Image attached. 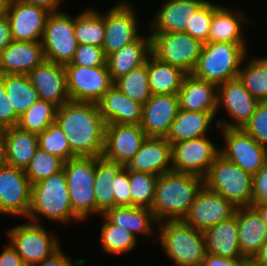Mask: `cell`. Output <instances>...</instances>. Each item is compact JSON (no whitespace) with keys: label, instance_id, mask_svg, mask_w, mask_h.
<instances>
[{"label":"cell","instance_id":"1","mask_svg":"<svg viewBox=\"0 0 267 266\" xmlns=\"http://www.w3.org/2000/svg\"><path fill=\"white\" fill-rule=\"evenodd\" d=\"M55 122L76 156H102L107 123L97 103L68 101L58 107Z\"/></svg>","mask_w":267,"mask_h":266},{"label":"cell","instance_id":"2","mask_svg":"<svg viewBox=\"0 0 267 266\" xmlns=\"http://www.w3.org/2000/svg\"><path fill=\"white\" fill-rule=\"evenodd\" d=\"M203 185V178L192 174L159 175L151 207L157 221L182 220Z\"/></svg>","mask_w":267,"mask_h":266},{"label":"cell","instance_id":"3","mask_svg":"<svg viewBox=\"0 0 267 266\" xmlns=\"http://www.w3.org/2000/svg\"><path fill=\"white\" fill-rule=\"evenodd\" d=\"M41 215V216H40ZM47 218L50 221L69 223L82 221L72 210L67 179L64 170L31 185L30 221L39 223Z\"/></svg>","mask_w":267,"mask_h":266},{"label":"cell","instance_id":"4","mask_svg":"<svg viewBox=\"0 0 267 266\" xmlns=\"http://www.w3.org/2000/svg\"><path fill=\"white\" fill-rule=\"evenodd\" d=\"M247 47L246 43H205L191 74L217 86L235 79L238 77L241 65L246 62Z\"/></svg>","mask_w":267,"mask_h":266},{"label":"cell","instance_id":"5","mask_svg":"<svg viewBox=\"0 0 267 266\" xmlns=\"http://www.w3.org/2000/svg\"><path fill=\"white\" fill-rule=\"evenodd\" d=\"M160 243L176 266H201L207 251L202 230L182 220L158 223Z\"/></svg>","mask_w":267,"mask_h":266},{"label":"cell","instance_id":"6","mask_svg":"<svg viewBox=\"0 0 267 266\" xmlns=\"http://www.w3.org/2000/svg\"><path fill=\"white\" fill-rule=\"evenodd\" d=\"M253 175L219 155L203 178L204 185L236 207L251 206Z\"/></svg>","mask_w":267,"mask_h":266},{"label":"cell","instance_id":"7","mask_svg":"<svg viewBox=\"0 0 267 266\" xmlns=\"http://www.w3.org/2000/svg\"><path fill=\"white\" fill-rule=\"evenodd\" d=\"M73 212L83 221L97 214L94 193L95 157L77 156L64 162Z\"/></svg>","mask_w":267,"mask_h":266},{"label":"cell","instance_id":"8","mask_svg":"<svg viewBox=\"0 0 267 266\" xmlns=\"http://www.w3.org/2000/svg\"><path fill=\"white\" fill-rule=\"evenodd\" d=\"M151 53L160 61L191 74L203 43L185 32H151Z\"/></svg>","mask_w":267,"mask_h":266},{"label":"cell","instance_id":"9","mask_svg":"<svg viewBox=\"0 0 267 266\" xmlns=\"http://www.w3.org/2000/svg\"><path fill=\"white\" fill-rule=\"evenodd\" d=\"M9 243L26 266H32L51 256L60 247L54 234H49L42 223L29 222L12 227L7 232Z\"/></svg>","mask_w":267,"mask_h":266},{"label":"cell","instance_id":"10","mask_svg":"<svg viewBox=\"0 0 267 266\" xmlns=\"http://www.w3.org/2000/svg\"><path fill=\"white\" fill-rule=\"evenodd\" d=\"M41 43L47 61L64 66L69 64L78 47L74 17L60 10L51 12L46 21Z\"/></svg>","mask_w":267,"mask_h":266},{"label":"cell","instance_id":"11","mask_svg":"<svg viewBox=\"0 0 267 266\" xmlns=\"http://www.w3.org/2000/svg\"><path fill=\"white\" fill-rule=\"evenodd\" d=\"M220 149L207 136L171 144L172 171L204 178Z\"/></svg>","mask_w":267,"mask_h":266},{"label":"cell","instance_id":"12","mask_svg":"<svg viewBox=\"0 0 267 266\" xmlns=\"http://www.w3.org/2000/svg\"><path fill=\"white\" fill-rule=\"evenodd\" d=\"M64 68L70 101L97 103L114 84L107 66Z\"/></svg>","mask_w":267,"mask_h":266},{"label":"cell","instance_id":"13","mask_svg":"<svg viewBox=\"0 0 267 266\" xmlns=\"http://www.w3.org/2000/svg\"><path fill=\"white\" fill-rule=\"evenodd\" d=\"M127 1L121 0L115 3L103 14L105 36L102 48L105 56L120 50L141 36L138 31L140 27L136 10Z\"/></svg>","mask_w":267,"mask_h":266},{"label":"cell","instance_id":"14","mask_svg":"<svg viewBox=\"0 0 267 266\" xmlns=\"http://www.w3.org/2000/svg\"><path fill=\"white\" fill-rule=\"evenodd\" d=\"M222 130L224 148L220 155L254 175L267 162V149L260 145L243 128H219Z\"/></svg>","mask_w":267,"mask_h":266},{"label":"cell","instance_id":"15","mask_svg":"<svg viewBox=\"0 0 267 266\" xmlns=\"http://www.w3.org/2000/svg\"><path fill=\"white\" fill-rule=\"evenodd\" d=\"M259 101L253 97L237 77L217 86V107H225L228 120H217L218 128H242L251 118Z\"/></svg>","mask_w":267,"mask_h":266},{"label":"cell","instance_id":"16","mask_svg":"<svg viewBox=\"0 0 267 266\" xmlns=\"http://www.w3.org/2000/svg\"><path fill=\"white\" fill-rule=\"evenodd\" d=\"M31 183L23 169L5 164L0 168V213L28 218Z\"/></svg>","mask_w":267,"mask_h":266},{"label":"cell","instance_id":"17","mask_svg":"<svg viewBox=\"0 0 267 266\" xmlns=\"http://www.w3.org/2000/svg\"><path fill=\"white\" fill-rule=\"evenodd\" d=\"M236 208L231 201L221 194L203 185L182 221L203 231L232 217Z\"/></svg>","mask_w":267,"mask_h":266},{"label":"cell","instance_id":"18","mask_svg":"<svg viewBox=\"0 0 267 266\" xmlns=\"http://www.w3.org/2000/svg\"><path fill=\"white\" fill-rule=\"evenodd\" d=\"M47 9L22 0H9L5 14L8 17L13 41H42Z\"/></svg>","mask_w":267,"mask_h":266},{"label":"cell","instance_id":"19","mask_svg":"<svg viewBox=\"0 0 267 266\" xmlns=\"http://www.w3.org/2000/svg\"><path fill=\"white\" fill-rule=\"evenodd\" d=\"M147 138L140 125L106 124L102 158L126 166Z\"/></svg>","mask_w":267,"mask_h":266},{"label":"cell","instance_id":"20","mask_svg":"<svg viewBox=\"0 0 267 266\" xmlns=\"http://www.w3.org/2000/svg\"><path fill=\"white\" fill-rule=\"evenodd\" d=\"M179 111L177 94L152 95L142 105L141 128L147 137L166 138Z\"/></svg>","mask_w":267,"mask_h":266},{"label":"cell","instance_id":"21","mask_svg":"<svg viewBox=\"0 0 267 266\" xmlns=\"http://www.w3.org/2000/svg\"><path fill=\"white\" fill-rule=\"evenodd\" d=\"M27 75L40 100L58 107L70 101L64 65L45 60Z\"/></svg>","mask_w":267,"mask_h":266},{"label":"cell","instance_id":"22","mask_svg":"<svg viewBox=\"0 0 267 266\" xmlns=\"http://www.w3.org/2000/svg\"><path fill=\"white\" fill-rule=\"evenodd\" d=\"M125 168L157 176L171 172V144L166 138L147 137Z\"/></svg>","mask_w":267,"mask_h":266},{"label":"cell","instance_id":"23","mask_svg":"<svg viewBox=\"0 0 267 266\" xmlns=\"http://www.w3.org/2000/svg\"><path fill=\"white\" fill-rule=\"evenodd\" d=\"M45 60L41 41H12L0 52V75L28 74Z\"/></svg>","mask_w":267,"mask_h":266},{"label":"cell","instance_id":"24","mask_svg":"<svg viewBox=\"0 0 267 266\" xmlns=\"http://www.w3.org/2000/svg\"><path fill=\"white\" fill-rule=\"evenodd\" d=\"M99 112L107 124L140 125L142 104L112 86L97 102Z\"/></svg>","mask_w":267,"mask_h":266},{"label":"cell","instance_id":"25","mask_svg":"<svg viewBox=\"0 0 267 266\" xmlns=\"http://www.w3.org/2000/svg\"><path fill=\"white\" fill-rule=\"evenodd\" d=\"M206 0H165L149 24L150 32H185L192 15Z\"/></svg>","mask_w":267,"mask_h":266},{"label":"cell","instance_id":"26","mask_svg":"<svg viewBox=\"0 0 267 266\" xmlns=\"http://www.w3.org/2000/svg\"><path fill=\"white\" fill-rule=\"evenodd\" d=\"M179 109L197 112H218L217 85L186 74L178 91Z\"/></svg>","mask_w":267,"mask_h":266},{"label":"cell","instance_id":"27","mask_svg":"<svg viewBox=\"0 0 267 266\" xmlns=\"http://www.w3.org/2000/svg\"><path fill=\"white\" fill-rule=\"evenodd\" d=\"M238 240L242 256L252 259L267 240V228L254 206L236 208Z\"/></svg>","mask_w":267,"mask_h":266},{"label":"cell","instance_id":"28","mask_svg":"<svg viewBox=\"0 0 267 266\" xmlns=\"http://www.w3.org/2000/svg\"><path fill=\"white\" fill-rule=\"evenodd\" d=\"M202 232L207 253L227 258H244L239 247L236 213Z\"/></svg>","mask_w":267,"mask_h":266},{"label":"cell","instance_id":"29","mask_svg":"<svg viewBox=\"0 0 267 266\" xmlns=\"http://www.w3.org/2000/svg\"><path fill=\"white\" fill-rule=\"evenodd\" d=\"M151 54V35L140 36L120 50L106 56V66L114 81L146 63Z\"/></svg>","mask_w":267,"mask_h":266},{"label":"cell","instance_id":"30","mask_svg":"<svg viewBox=\"0 0 267 266\" xmlns=\"http://www.w3.org/2000/svg\"><path fill=\"white\" fill-rule=\"evenodd\" d=\"M248 19L242 11H234L230 8L214 3V14L210 26L208 42L246 43L242 26Z\"/></svg>","mask_w":267,"mask_h":266},{"label":"cell","instance_id":"31","mask_svg":"<svg viewBox=\"0 0 267 266\" xmlns=\"http://www.w3.org/2000/svg\"><path fill=\"white\" fill-rule=\"evenodd\" d=\"M0 132L6 144V163L25 170L38 148V134L17 125Z\"/></svg>","mask_w":267,"mask_h":266},{"label":"cell","instance_id":"32","mask_svg":"<svg viewBox=\"0 0 267 266\" xmlns=\"http://www.w3.org/2000/svg\"><path fill=\"white\" fill-rule=\"evenodd\" d=\"M103 215L112 223L123 226L136 237L144 234L149 237L153 234V225L158 221L150 208L138 206H116L107 209Z\"/></svg>","mask_w":267,"mask_h":266},{"label":"cell","instance_id":"33","mask_svg":"<svg viewBox=\"0 0 267 266\" xmlns=\"http://www.w3.org/2000/svg\"><path fill=\"white\" fill-rule=\"evenodd\" d=\"M217 112H197L179 109L166 140L172 144L206 136Z\"/></svg>","mask_w":267,"mask_h":266},{"label":"cell","instance_id":"34","mask_svg":"<svg viewBox=\"0 0 267 266\" xmlns=\"http://www.w3.org/2000/svg\"><path fill=\"white\" fill-rule=\"evenodd\" d=\"M125 166L95 157L94 193L97 213L102 215L115 207V177Z\"/></svg>","mask_w":267,"mask_h":266},{"label":"cell","instance_id":"35","mask_svg":"<svg viewBox=\"0 0 267 266\" xmlns=\"http://www.w3.org/2000/svg\"><path fill=\"white\" fill-rule=\"evenodd\" d=\"M180 68L160 61L152 53L148 57V80L152 95L178 94L184 76Z\"/></svg>","mask_w":267,"mask_h":266},{"label":"cell","instance_id":"36","mask_svg":"<svg viewBox=\"0 0 267 266\" xmlns=\"http://www.w3.org/2000/svg\"><path fill=\"white\" fill-rule=\"evenodd\" d=\"M5 91L10 104L18 116L25 113L31 105L39 100L36 89L32 86L27 74L3 75Z\"/></svg>","mask_w":267,"mask_h":266},{"label":"cell","instance_id":"37","mask_svg":"<svg viewBox=\"0 0 267 266\" xmlns=\"http://www.w3.org/2000/svg\"><path fill=\"white\" fill-rule=\"evenodd\" d=\"M75 37L78 44L102 47L105 36L103 14L93 8H86L74 17Z\"/></svg>","mask_w":267,"mask_h":266},{"label":"cell","instance_id":"38","mask_svg":"<svg viewBox=\"0 0 267 266\" xmlns=\"http://www.w3.org/2000/svg\"><path fill=\"white\" fill-rule=\"evenodd\" d=\"M238 78L259 102L267 101V57H253L241 65Z\"/></svg>","mask_w":267,"mask_h":266},{"label":"cell","instance_id":"39","mask_svg":"<svg viewBox=\"0 0 267 266\" xmlns=\"http://www.w3.org/2000/svg\"><path fill=\"white\" fill-rule=\"evenodd\" d=\"M113 85L127 97L144 105L152 96L148 80V59L145 64L114 80Z\"/></svg>","mask_w":267,"mask_h":266},{"label":"cell","instance_id":"40","mask_svg":"<svg viewBox=\"0 0 267 266\" xmlns=\"http://www.w3.org/2000/svg\"><path fill=\"white\" fill-rule=\"evenodd\" d=\"M104 222L101 227L100 240L102 249L109 254H124L135 249L137 238L123 226L112 224L103 214Z\"/></svg>","mask_w":267,"mask_h":266},{"label":"cell","instance_id":"41","mask_svg":"<svg viewBox=\"0 0 267 266\" xmlns=\"http://www.w3.org/2000/svg\"><path fill=\"white\" fill-rule=\"evenodd\" d=\"M58 106L55 104L38 100L29 109L19 116L17 126L23 130L39 134L55 122Z\"/></svg>","mask_w":267,"mask_h":266},{"label":"cell","instance_id":"42","mask_svg":"<svg viewBox=\"0 0 267 266\" xmlns=\"http://www.w3.org/2000/svg\"><path fill=\"white\" fill-rule=\"evenodd\" d=\"M157 179V175L146 172L129 171V187L132 196V206L151 209Z\"/></svg>","mask_w":267,"mask_h":266},{"label":"cell","instance_id":"43","mask_svg":"<svg viewBox=\"0 0 267 266\" xmlns=\"http://www.w3.org/2000/svg\"><path fill=\"white\" fill-rule=\"evenodd\" d=\"M64 161L59 157L43 151L40 147L36 149L32 160L25 168V175L32 184L48 178L63 169Z\"/></svg>","mask_w":267,"mask_h":266},{"label":"cell","instance_id":"44","mask_svg":"<svg viewBox=\"0 0 267 266\" xmlns=\"http://www.w3.org/2000/svg\"><path fill=\"white\" fill-rule=\"evenodd\" d=\"M38 147L59 157L64 162L77 157L71 151L66 135L56 122L50 124L45 131L38 134Z\"/></svg>","mask_w":267,"mask_h":266},{"label":"cell","instance_id":"45","mask_svg":"<svg viewBox=\"0 0 267 266\" xmlns=\"http://www.w3.org/2000/svg\"><path fill=\"white\" fill-rule=\"evenodd\" d=\"M214 14V2L206 0L192 15V19L186 25L188 35L201 41L203 44L208 43L210 26Z\"/></svg>","mask_w":267,"mask_h":266},{"label":"cell","instance_id":"46","mask_svg":"<svg viewBox=\"0 0 267 266\" xmlns=\"http://www.w3.org/2000/svg\"><path fill=\"white\" fill-rule=\"evenodd\" d=\"M242 128L267 149V101L258 103L250 120Z\"/></svg>","mask_w":267,"mask_h":266},{"label":"cell","instance_id":"47","mask_svg":"<svg viewBox=\"0 0 267 266\" xmlns=\"http://www.w3.org/2000/svg\"><path fill=\"white\" fill-rule=\"evenodd\" d=\"M66 65L106 66V56L102 47L91 44H78L72 61Z\"/></svg>","mask_w":267,"mask_h":266},{"label":"cell","instance_id":"48","mask_svg":"<svg viewBox=\"0 0 267 266\" xmlns=\"http://www.w3.org/2000/svg\"><path fill=\"white\" fill-rule=\"evenodd\" d=\"M7 98L3 75H0V131L16 126L19 121L14 106L10 104Z\"/></svg>","mask_w":267,"mask_h":266},{"label":"cell","instance_id":"49","mask_svg":"<svg viewBox=\"0 0 267 266\" xmlns=\"http://www.w3.org/2000/svg\"><path fill=\"white\" fill-rule=\"evenodd\" d=\"M267 204V162L253 175L251 206Z\"/></svg>","mask_w":267,"mask_h":266},{"label":"cell","instance_id":"50","mask_svg":"<svg viewBox=\"0 0 267 266\" xmlns=\"http://www.w3.org/2000/svg\"><path fill=\"white\" fill-rule=\"evenodd\" d=\"M114 198L115 207L132 206V196L129 187V171L125 167L115 177Z\"/></svg>","mask_w":267,"mask_h":266},{"label":"cell","instance_id":"51","mask_svg":"<svg viewBox=\"0 0 267 266\" xmlns=\"http://www.w3.org/2000/svg\"><path fill=\"white\" fill-rule=\"evenodd\" d=\"M62 250L60 247L51 256L32 266H85L87 263L84 259L72 261Z\"/></svg>","mask_w":267,"mask_h":266},{"label":"cell","instance_id":"52","mask_svg":"<svg viewBox=\"0 0 267 266\" xmlns=\"http://www.w3.org/2000/svg\"><path fill=\"white\" fill-rule=\"evenodd\" d=\"M246 258H227L207 253L201 266H244Z\"/></svg>","mask_w":267,"mask_h":266},{"label":"cell","instance_id":"53","mask_svg":"<svg viewBox=\"0 0 267 266\" xmlns=\"http://www.w3.org/2000/svg\"><path fill=\"white\" fill-rule=\"evenodd\" d=\"M0 253V266H26L10 243Z\"/></svg>","mask_w":267,"mask_h":266},{"label":"cell","instance_id":"54","mask_svg":"<svg viewBox=\"0 0 267 266\" xmlns=\"http://www.w3.org/2000/svg\"><path fill=\"white\" fill-rule=\"evenodd\" d=\"M11 29L5 13L0 15V52L12 42Z\"/></svg>","mask_w":267,"mask_h":266},{"label":"cell","instance_id":"55","mask_svg":"<svg viewBox=\"0 0 267 266\" xmlns=\"http://www.w3.org/2000/svg\"><path fill=\"white\" fill-rule=\"evenodd\" d=\"M26 3L40 6L47 9L50 12L59 11L60 4L62 5L63 0H22Z\"/></svg>","mask_w":267,"mask_h":266},{"label":"cell","instance_id":"56","mask_svg":"<svg viewBox=\"0 0 267 266\" xmlns=\"http://www.w3.org/2000/svg\"><path fill=\"white\" fill-rule=\"evenodd\" d=\"M252 259L258 264L267 265V240L262 244Z\"/></svg>","mask_w":267,"mask_h":266},{"label":"cell","instance_id":"57","mask_svg":"<svg viewBox=\"0 0 267 266\" xmlns=\"http://www.w3.org/2000/svg\"><path fill=\"white\" fill-rule=\"evenodd\" d=\"M6 164V144L0 132V168Z\"/></svg>","mask_w":267,"mask_h":266},{"label":"cell","instance_id":"58","mask_svg":"<svg viewBox=\"0 0 267 266\" xmlns=\"http://www.w3.org/2000/svg\"><path fill=\"white\" fill-rule=\"evenodd\" d=\"M259 214L261 215L262 221L264 222V224L266 225L267 228V204L266 205H256L254 206Z\"/></svg>","mask_w":267,"mask_h":266},{"label":"cell","instance_id":"59","mask_svg":"<svg viewBox=\"0 0 267 266\" xmlns=\"http://www.w3.org/2000/svg\"><path fill=\"white\" fill-rule=\"evenodd\" d=\"M9 0H0V15L5 13Z\"/></svg>","mask_w":267,"mask_h":266},{"label":"cell","instance_id":"60","mask_svg":"<svg viewBox=\"0 0 267 266\" xmlns=\"http://www.w3.org/2000/svg\"><path fill=\"white\" fill-rule=\"evenodd\" d=\"M244 266H265V265L258 264L253 259H246L244 262Z\"/></svg>","mask_w":267,"mask_h":266}]
</instances>
